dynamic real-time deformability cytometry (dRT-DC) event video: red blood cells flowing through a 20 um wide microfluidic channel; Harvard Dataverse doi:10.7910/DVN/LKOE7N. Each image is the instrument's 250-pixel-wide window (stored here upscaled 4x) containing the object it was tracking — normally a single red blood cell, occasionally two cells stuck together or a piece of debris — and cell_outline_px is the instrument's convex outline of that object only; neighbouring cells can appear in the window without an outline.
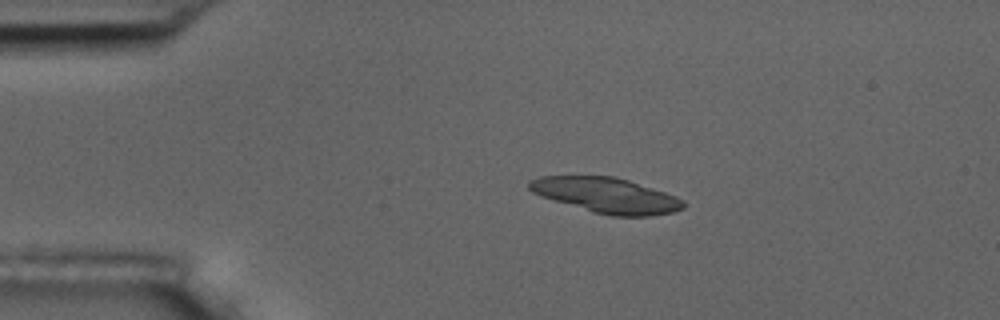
{"species": "common noctule bat (a hibernating species)", "species_latin": "Nyctalus noctula", "temperature_condition": "room temperature", "stored_images_in_passage": 13, "segment_of_instrument_passage": [1, 2], "camera_frame_rate_fps": 3000, "um_per_image_px": 0.085, "animal": {"sex": "male", "body_mass_g": 17.5, "forearm_length_mm": 52.3}, "frame": {"image": 1, "passage_image": 3, "time_ms": 2.333, "image_size_px": [1000, 320], "cell_outline_px": [[684, 208], [672, 212], [652, 216], [612, 216], [592, 212], [540, 196], [532, 192], [528, 188], [528, 180], [540, 176], [612, 176], [628, 180], [676, 196], [684, 200]], "centroid_in_image_um": [51.51, 16.6], "position_along_channel_um": 33.5, "area_um2": 31.62}}